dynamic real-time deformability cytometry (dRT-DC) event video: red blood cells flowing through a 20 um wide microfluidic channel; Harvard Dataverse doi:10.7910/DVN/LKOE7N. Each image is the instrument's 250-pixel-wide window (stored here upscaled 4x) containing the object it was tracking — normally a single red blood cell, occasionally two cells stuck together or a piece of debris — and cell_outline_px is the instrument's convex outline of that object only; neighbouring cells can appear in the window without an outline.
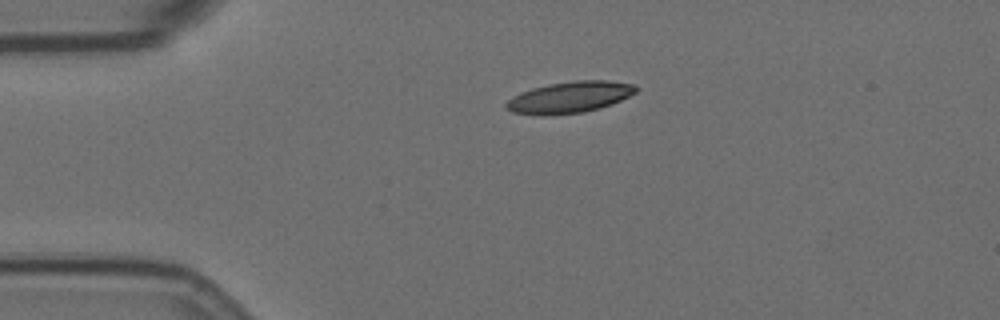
{"species": "Egyptian fruit bat (a non-hibernating species)", "species_latin": "Rousettus aegyptiacus", "temperature_condition": "room temperature", "stored_images_in_passage": 46, "camera_frame_rate_fps": 3000, "um_per_image_px": 0.085, "animal": {"sex": "female"}, "frame": {"image": 1, "passage_image": 1, "time_ms": 0.0, "image_size_px": [1000, 320], "cell_outline_px": [[636, 92], [612, 104], [600, 108], [584, 112], [544, 116], [512, 112], [504, 104], [512, 96], [520, 92], [532, 88], [548, 84], [572, 80], [608, 80], [636, 84]], "centroid_in_image_um": [48.41, 8.26], "position_along_channel_um": 36.6, "area_um2": 23.87}}
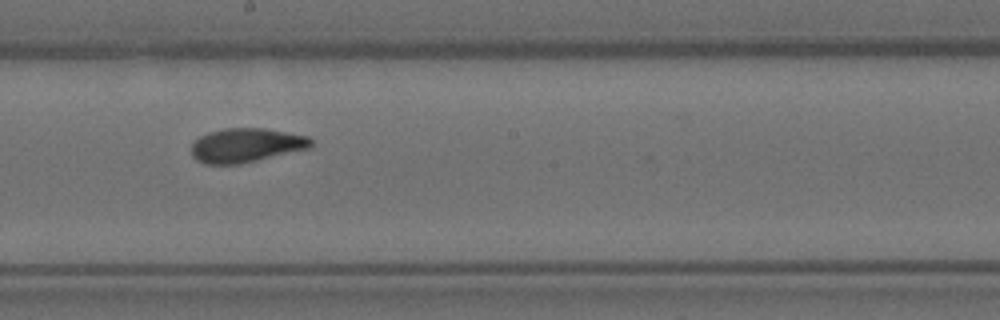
{"frame": {"image": 2, "passage_image": 20, "time_ms": 6.333, "image_size_px": [1000, 320], "cell_outline_px": [[312, 148], [240, 164], [204, 164], [196, 160], [192, 156], [192, 144], [200, 136], [208, 132], [224, 128], [264, 128], [308, 136], [312, 140]], "centroid_in_image_um": [20.93, 12.35], "position_along_channel_um": 227.3, "area_um2": 23.93}}
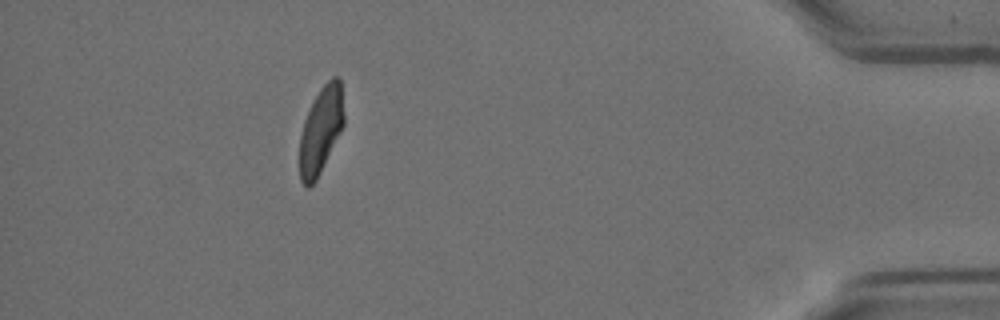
{"frame": {"image": 3, "passage_image": 40, "time_ms": 13.0, "image_size_px": [1000, 320], "cell_outline_px": [[344, 124], [316, 180], [308, 188], [300, 180], [300, 136], [304, 120], [320, 88], [332, 76], [340, 76], [344, 116]], "centroid_in_image_um": [27.28, 11.04], "position_along_channel_um": 407.9, "area_um2": 22.02}, "authors_computed_cell_mechanics": {"area_um2": 23.6691, "velocity_mm_per_s": 3.5429, "shape_relaxation_time_tau1_ms": 6.5037, "shape_relaxation_time_tau2_ms": 1.7829, "deformation_change_tau1": 0.208, "deformation_change_tau2": 0.0722}}